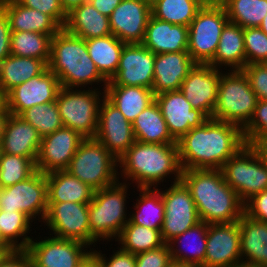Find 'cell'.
<instances>
[{
  "mask_svg": "<svg viewBox=\"0 0 267 267\" xmlns=\"http://www.w3.org/2000/svg\"><path fill=\"white\" fill-rule=\"evenodd\" d=\"M48 235L33 237L28 244L31 267H79L92 253L93 249L80 241Z\"/></svg>",
  "mask_w": 267,
  "mask_h": 267,
  "instance_id": "cell-12",
  "label": "cell"
},
{
  "mask_svg": "<svg viewBox=\"0 0 267 267\" xmlns=\"http://www.w3.org/2000/svg\"><path fill=\"white\" fill-rule=\"evenodd\" d=\"M135 140L151 144H177L168 131L160 107L154 100L132 122Z\"/></svg>",
  "mask_w": 267,
  "mask_h": 267,
  "instance_id": "cell-32",
  "label": "cell"
},
{
  "mask_svg": "<svg viewBox=\"0 0 267 267\" xmlns=\"http://www.w3.org/2000/svg\"><path fill=\"white\" fill-rule=\"evenodd\" d=\"M225 182L245 203L253 195L267 190V170L254 148L246 144L221 168Z\"/></svg>",
  "mask_w": 267,
  "mask_h": 267,
  "instance_id": "cell-10",
  "label": "cell"
},
{
  "mask_svg": "<svg viewBox=\"0 0 267 267\" xmlns=\"http://www.w3.org/2000/svg\"><path fill=\"white\" fill-rule=\"evenodd\" d=\"M162 116L171 136L178 141L191 128L199 127L209 118L194 109L180 90L166 91L155 95Z\"/></svg>",
  "mask_w": 267,
  "mask_h": 267,
  "instance_id": "cell-22",
  "label": "cell"
},
{
  "mask_svg": "<svg viewBox=\"0 0 267 267\" xmlns=\"http://www.w3.org/2000/svg\"><path fill=\"white\" fill-rule=\"evenodd\" d=\"M0 267H31L28 252L26 250H11L0 262Z\"/></svg>",
  "mask_w": 267,
  "mask_h": 267,
  "instance_id": "cell-52",
  "label": "cell"
},
{
  "mask_svg": "<svg viewBox=\"0 0 267 267\" xmlns=\"http://www.w3.org/2000/svg\"><path fill=\"white\" fill-rule=\"evenodd\" d=\"M51 38L50 35L31 31L11 32V54L18 57L37 58L48 66Z\"/></svg>",
  "mask_w": 267,
  "mask_h": 267,
  "instance_id": "cell-41",
  "label": "cell"
},
{
  "mask_svg": "<svg viewBox=\"0 0 267 267\" xmlns=\"http://www.w3.org/2000/svg\"><path fill=\"white\" fill-rule=\"evenodd\" d=\"M155 54L143 44H125L115 76L107 85L138 86L152 89Z\"/></svg>",
  "mask_w": 267,
  "mask_h": 267,
  "instance_id": "cell-17",
  "label": "cell"
},
{
  "mask_svg": "<svg viewBox=\"0 0 267 267\" xmlns=\"http://www.w3.org/2000/svg\"><path fill=\"white\" fill-rule=\"evenodd\" d=\"M181 174L177 144L136 141L118 159L119 181L121 179L123 183L135 184L134 189L157 188L161 182L163 187L169 181L171 184L181 181Z\"/></svg>",
  "mask_w": 267,
  "mask_h": 267,
  "instance_id": "cell-2",
  "label": "cell"
},
{
  "mask_svg": "<svg viewBox=\"0 0 267 267\" xmlns=\"http://www.w3.org/2000/svg\"><path fill=\"white\" fill-rule=\"evenodd\" d=\"M257 101L258 98L242 70L223 71L211 119L233 123L243 129L251 120Z\"/></svg>",
  "mask_w": 267,
  "mask_h": 267,
  "instance_id": "cell-6",
  "label": "cell"
},
{
  "mask_svg": "<svg viewBox=\"0 0 267 267\" xmlns=\"http://www.w3.org/2000/svg\"><path fill=\"white\" fill-rule=\"evenodd\" d=\"M242 71L247 76L251 89L258 100L267 101V70L262 64L246 65Z\"/></svg>",
  "mask_w": 267,
  "mask_h": 267,
  "instance_id": "cell-48",
  "label": "cell"
},
{
  "mask_svg": "<svg viewBox=\"0 0 267 267\" xmlns=\"http://www.w3.org/2000/svg\"><path fill=\"white\" fill-rule=\"evenodd\" d=\"M61 83L48 67L38 76L16 86L6 94V109L10 114L20 115L36 105L56 101Z\"/></svg>",
  "mask_w": 267,
  "mask_h": 267,
  "instance_id": "cell-19",
  "label": "cell"
},
{
  "mask_svg": "<svg viewBox=\"0 0 267 267\" xmlns=\"http://www.w3.org/2000/svg\"><path fill=\"white\" fill-rule=\"evenodd\" d=\"M36 171V163L32 159L2 153L0 159V188L22 182Z\"/></svg>",
  "mask_w": 267,
  "mask_h": 267,
  "instance_id": "cell-43",
  "label": "cell"
},
{
  "mask_svg": "<svg viewBox=\"0 0 267 267\" xmlns=\"http://www.w3.org/2000/svg\"><path fill=\"white\" fill-rule=\"evenodd\" d=\"M89 2L101 14L109 17L113 10L120 4L121 0H90Z\"/></svg>",
  "mask_w": 267,
  "mask_h": 267,
  "instance_id": "cell-53",
  "label": "cell"
},
{
  "mask_svg": "<svg viewBox=\"0 0 267 267\" xmlns=\"http://www.w3.org/2000/svg\"><path fill=\"white\" fill-rule=\"evenodd\" d=\"M148 0H121L109 16L111 33L125 44H142L151 17Z\"/></svg>",
  "mask_w": 267,
  "mask_h": 267,
  "instance_id": "cell-20",
  "label": "cell"
},
{
  "mask_svg": "<svg viewBox=\"0 0 267 267\" xmlns=\"http://www.w3.org/2000/svg\"><path fill=\"white\" fill-rule=\"evenodd\" d=\"M224 6L229 22L242 28L259 27L267 14V0H217Z\"/></svg>",
  "mask_w": 267,
  "mask_h": 267,
  "instance_id": "cell-40",
  "label": "cell"
},
{
  "mask_svg": "<svg viewBox=\"0 0 267 267\" xmlns=\"http://www.w3.org/2000/svg\"><path fill=\"white\" fill-rule=\"evenodd\" d=\"M242 267H267V222L245 213L238 220Z\"/></svg>",
  "mask_w": 267,
  "mask_h": 267,
  "instance_id": "cell-25",
  "label": "cell"
},
{
  "mask_svg": "<svg viewBox=\"0 0 267 267\" xmlns=\"http://www.w3.org/2000/svg\"><path fill=\"white\" fill-rule=\"evenodd\" d=\"M137 192V193H136ZM134 210L129 213V220L136 224L161 231L164 222V203L158 188H136ZM136 203V204H135Z\"/></svg>",
  "mask_w": 267,
  "mask_h": 267,
  "instance_id": "cell-34",
  "label": "cell"
},
{
  "mask_svg": "<svg viewBox=\"0 0 267 267\" xmlns=\"http://www.w3.org/2000/svg\"><path fill=\"white\" fill-rule=\"evenodd\" d=\"M83 139L77 131L65 126L41 137L36 170L45 175L66 170Z\"/></svg>",
  "mask_w": 267,
  "mask_h": 267,
  "instance_id": "cell-18",
  "label": "cell"
},
{
  "mask_svg": "<svg viewBox=\"0 0 267 267\" xmlns=\"http://www.w3.org/2000/svg\"><path fill=\"white\" fill-rule=\"evenodd\" d=\"M1 145L3 153L26 157L36 163L41 146V136L21 116L9 113Z\"/></svg>",
  "mask_w": 267,
  "mask_h": 267,
  "instance_id": "cell-24",
  "label": "cell"
},
{
  "mask_svg": "<svg viewBox=\"0 0 267 267\" xmlns=\"http://www.w3.org/2000/svg\"><path fill=\"white\" fill-rule=\"evenodd\" d=\"M209 65L224 71L242 70L246 66L242 27L231 22L225 25L214 59Z\"/></svg>",
  "mask_w": 267,
  "mask_h": 267,
  "instance_id": "cell-29",
  "label": "cell"
},
{
  "mask_svg": "<svg viewBox=\"0 0 267 267\" xmlns=\"http://www.w3.org/2000/svg\"><path fill=\"white\" fill-rule=\"evenodd\" d=\"M177 145L182 170L221 169L246 141L240 126L208 119L201 126L191 128Z\"/></svg>",
  "mask_w": 267,
  "mask_h": 267,
  "instance_id": "cell-1",
  "label": "cell"
},
{
  "mask_svg": "<svg viewBox=\"0 0 267 267\" xmlns=\"http://www.w3.org/2000/svg\"><path fill=\"white\" fill-rule=\"evenodd\" d=\"M115 242L120 249L132 254L157 249L166 243L164 242L161 231L136 225L130 220L125 224Z\"/></svg>",
  "mask_w": 267,
  "mask_h": 267,
  "instance_id": "cell-38",
  "label": "cell"
},
{
  "mask_svg": "<svg viewBox=\"0 0 267 267\" xmlns=\"http://www.w3.org/2000/svg\"><path fill=\"white\" fill-rule=\"evenodd\" d=\"M11 29L5 12L0 8V62L11 54Z\"/></svg>",
  "mask_w": 267,
  "mask_h": 267,
  "instance_id": "cell-51",
  "label": "cell"
},
{
  "mask_svg": "<svg viewBox=\"0 0 267 267\" xmlns=\"http://www.w3.org/2000/svg\"><path fill=\"white\" fill-rule=\"evenodd\" d=\"M2 145H1V141H0V159H1V156H2Z\"/></svg>",
  "mask_w": 267,
  "mask_h": 267,
  "instance_id": "cell-63",
  "label": "cell"
},
{
  "mask_svg": "<svg viewBox=\"0 0 267 267\" xmlns=\"http://www.w3.org/2000/svg\"><path fill=\"white\" fill-rule=\"evenodd\" d=\"M205 2V0H153L151 14L159 20L188 27Z\"/></svg>",
  "mask_w": 267,
  "mask_h": 267,
  "instance_id": "cell-39",
  "label": "cell"
},
{
  "mask_svg": "<svg viewBox=\"0 0 267 267\" xmlns=\"http://www.w3.org/2000/svg\"><path fill=\"white\" fill-rule=\"evenodd\" d=\"M63 28L85 40L112 34L109 17L101 14L90 2L84 3L67 13Z\"/></svg>",
  "mask_w": 267,
  "mask_h": 267,
  "instance_id": "cell-30",
  "label": "cell"
},
{
  "mask_svg": "<svg viewBox=\"0 0 267 267\" xmlns=\"http://www.w3.org/2000/svg\"><path fill=\"white\" fill-rule=\"evenodd\" d=\"M0 8L9 20L11 32H36L53 37L62 27L49 15L19 4L16 0H0Z\"/></svg>",
  "mask_w": 267,
  "mask_h": 267,
  "instance_id": "cell-27",
  "label": "cell"
},
{
  "mask_svg": "<svg viewBox=\"0 0 267 267\" xmlns=\"http://www.w3.org/2000/svg\"><path fill=\"white\" fill-rule=\"evenodd\" d=\"M105 91L61 87L56 98L62 123L84 138H95Z\"/></svg>",
  "mask_w": 267,
  "mask_h": 267,
  "instance_id": "cell-8",
  "label": "cell"
},
{
  "mask_svg": "<svg viewBox=\"0 0 267 267\" xmlns=\"http://www.w3.org/2000/svg\"><path fill=\"white\" fill-rule=\"evenodd\" d=\"M208 224L200 221L168 244L174 263L204 267ZM190 248V249H189Z\"/></svg>",
  "mask_w": 267,
  "mask_h": 267,
  "instance_id": "cell-28",
  "label": "cell"
},
{
  "mask_svg": "<svg viewBox=\"0 0 267 267\" xmlns=\"http://www.w3.org/2000/svg\"><path fill=\"white\" fill-rule=\"evenodd\" d=\"M11 249L3 242H0V262L6 257Z\"/></svg>",
  "mask_w": 267,
  "mask_h": 267,
  "instance_id": "cell-58",
  "label": "cell"
},
{
  "mask_svg": "<svg viewBox=\"0 0 267 267\" xmlns=\"http://www.w3.org/2000/svg\"><path fill=\"white\" fill-rule=\"evenodd\" d=\"M129 186L133 185L118 181L112 186L94 192L88 209L92 249L97 247V244L100 246V241L106 242L105 245L115 241L129 221Z\"/></svg>",
  "mask_w": 267,
  "mask_h": 267,
  "instance_id": "cell-5",
  "label": "cell"
},
{
  "mask_svg": "<svg viewBox=\"0 0 267 267\" xmlns=\"http://www.w3.org/2000/svg\"><path fill=\"white\" fill-rule=\"evenodd\" d=\"M136 267H169L173 261L169 244L135 255Z\"/></svg>",
  "mask_w": 267,
  "mask_h": 267,
  "instance_id": "cell-46",
  "label": "cell"
},
{
  "mask_svg": "<svg viewBox=\"0 0 267 267\" xmlns=\"http://www.w3.org/2000/svg\"><path fill=\"white\" fill-rule=\"evenodd\" d=\"M105 97L131 123L155 100L152 89L138 86L106 85Z\"/></svg>",
  "mask_w": 267,
  "mask_h": 267,
  "instance_id": "cell-33",
  "label": "cell"
},
{
  "mask_svg": "<svg viewBox=\"0 0 267 267\" xmlns=\"http://www.w3.org/2000/svg\"><path fill=\"white\" fill-rule=\"evenodd\" d=\"M246 144L267 140V101L258 100L254 114L243 128Z\"/></svg>",
  "mask_w": 267,
  "mask_h": 267,
  "instance_id": "cell-45",
  "label": "cell"
},
{
  "mask_svg": "<svg viewBox=\"0 0 267 267\" xmlns=\"http://www.w3.org/2000/svg\"><path fill=\"white\" fill-rule=\"evenodd\" d=\"M223 71L209 64H196L180 87L192 108L202 111L209 119L217 103L218 85Z\"/></svg>",
  "mask_w": 267,
  "mask_h": 267,
  "instance_id": "cell-21",
  "label": "cell"
},
{
  "mask_svg": "<svg viewBox=\"0 0 267 267\" xmlns=\"http://www.w3.org/2000/svg\"><path fill=\"white\" fill-rule=\"evenodd\" d=\"M259 28L267 35V14L264 17V19L262 20Z\"/></svg>",
  "mask_w": 267,
  "mask_h": 267,
  "instance_id": "cell-60",
  "label": "cell"
},
{
  "mask_svg": "<svg viewBox=\"0 0 267 267\" xmlns=\"http://www.w3.org/2000/svg\"><path fill=\"white\" fill-rule=\"evenodd\" d=\"M0 210L22 212L33 224L42 225L48 210L46 175L36 171L22 182L0 188Z\"/></svg>",
  "mask_w": 267,
  "mask_h": 267,
  "instance_id": "cell-11",
  "label": "cell"
},
{
  "mask_svg": "<svg viewBox=\"0 0 267 267\" xmlns=\"http://www.w3.org/2000/svg\"><path fill=\"white\" fill-rule=\"evenodd\" d=\"M19 4L36 9L51 16L62 28L65 25L67 14L63 10L60 0H16Z\"/></svg>",
  "mask_w": 267,
  "mask_h": 267,
  "instance_id": "cell-47",
  "label": "cell"
},
{
  "mask_svg": "<svg viewBox=\"0 0 267 267\" xmlns=\"http://www.w3.org/2000/svg\"><path fill=\"white\" fill-rule=\"evenodd\" d=\"M164 203L161 235L166 244L200 222L190 191L182 181L157 187ZM166 188V189H165Z\"/></svg>",
  "mask_w": 267,
  "mask_h": 267,
  "instance_id": "cell-13",
  "label": "cell"
},
{
  "mask_svg": "<svg viewBox=\"0 0 267 267\" xmlns=\"http://www.w3.org/2000/svg\"><path fill=\"white\" fill-rule=\"evenodd\" d=\"M95 138L117 160L136 142L132 123L106 97L100 105Z\"/></svg>",
  "mask_w": 267,
  "mask_h": 267,
  "instance_id": "cell-15",
  "label": "cell"
},
{
  "mask_svg": "<svg viewBox=\"0 0 267 267\" xmlns=\"http://www.w3.org/2000/svg\"><path fill=\"white\" fill-rule=\"evenodd\" d=\"M169 267H195L192 265H183V264H179V263H172Z\"/></svg>",
  "mask_w": 267,
  "mask_h": 267,
  "instance_id": "cell-61",
  "label": "cell"
},
{
  "mask_svg": "<svg viewBox=\"0 0 267 267\" xmlns=\"http://www.w3.org/2000/svg\"><path fill=\"white\" fill-rule=\"evenodd\" d=\"M79 267H102L98 258L91 253Z\"/></svg>",
  "mask_w": 267,
  "mask_h": 267,
  "instance_id": "cell-56",
  "label": "cell"
},
{
  "mask_svg": "<svg viewBox=\"0 0 267 267\" xmlns=\"http://www.w3.org/2000/svg\"><path fill=\"white\" fill-rule=\"evenodd\" d=\"M47 205L46 217L42 225H39L49 230L45 234L49 233L61 239L77 240L91 247L89 203L61 202L47 203Z\"/></svg>",
  "mask_w": 267,
  "mask_h": 267,
  "instance_id": "cell-14",
  "label": "cell"
},
{
  "mask_svg": "<svg viewBox=\"0 0 267 267\" xmlns=\"http://www.w3.org/2000/svg\"><path fill=\"white\" fill-rule=\"evenodd\" d=\"M19 116L31 124L41 137L51 134L64 126L56 101L28 108Z\"/></svg>",
  "mask_w": 267,
  "mask_h": 267,
  "instance_id": "cell-42",
  "label": "cell"
},
{
  "mask_svg": "<svg viewBox=\"0 0 267 267\" xmlns=\"http://www.w3.org/2000/svg\"><path fill=\"white\" fill-rule=\"evenodd\" d=\"M8 116H9V112L6 108L3 111H0V141L3 137L5 124L7 122Z\"/></svg>",
  "mask_w": 267,
  "mask_h": 267,
  "instance_id": "cell-57",
  "label": "cell"
},
{
  "mask_svg": "<svg viewBox=\"0 0 267 267\" xmlns=\"http://www.w3.org/2000/svg\"><path fill=\"white\" fill-rule=\"evenodd\" d=\"M115 248L109 254L103 253L102 250L97 248L92 250V253L98 258L102 267H136L135 254L125 252L119 247Z\"/></svg>",
  "mask_w": 267,
  "mask_h": 267,
  "instance_id": "cell-49",
  "label": "cell"
},
{
  "mask_svg": "<svg viewBox=\"0 0 267 267\" xmlns=\"http://www.w3.org/2000/svg\"><path fill=\"white\" fill-rule=\"evenodd\" d=\"M250 145L254 148L267 170V140L253 142Z\"/></svg>",
  "mask_w": 267,
  "mask_h": 267,
  "instance_id": "cell-54",
  "label": "cell"
},
{
  "mask_svg": "<svg viewBox=\"0 0 267 267\" xmlns=\"http://www.w3.org/2000/svg\"><path fill=\"white\" fill-rule=\"evenodd\" d=\"M196 64L187 51L156 54L152 87L154 95L180 90L183 80Z\"/></svg>",
  "mask_w": 267,
  "mask_h": 267,
  "instance_id": "cell-23",
  "label": "cell"
},
{
  "mask_svg": "<svg viewBox=\"0 0 267 267\" xmlns=\"http://www.w3.org/2000/svg\"><path fill=\"white\" fill-rule=\"evenodd\" d=\"M142 44L155 55L187 51L188 27L171 24L151 15Z\"/></svg>",
  "mask_w": 267,
  "mask_h": 267,
  "instance_id": "cell-26",
  "label": "cell"
},
{
  "mask_svg": "<svg viewBox=\"0 0 267 267\" xmlns=\"http://www.w3.org/2000/svg\"><path fill=\"white\" fill-rule=\"evenodd\" d=\"M261 64H262V65L266 68V70H267V60L263 61Z\"/></svg>",
  "mask_w": 267,
  "mask_h": 267,
  "instance_id": "cell-62",
  "label": "cell"
},
{
  "mask_svg": "<svg viewBox=\"0 0 267 267\" xmlns=\"http://www.w3.org/2000/svg\"><path fill=\"white\" fill-rule=\"evenodd\" d=\"M204 267H242L238 221L208 224Z\"/></svg>",
  "mask_w": 267,
  "mask_h": 267,
  "instance_id": "cell-16",
  "label": "cell"
},
{
  "mask_svg": "<svg viewBox=\"0 0 267 267\" xmlns=\"http://www.w3.org/2000/svg\"><path fill=\"white\" fill-rule=\"evenodd\" d=\"M85 41L90 58L94 61L100 74L110 81L116 74L125 43L113 34Z\"/></svg>",
  "mask_w": 267,
  "mask_h": 267,
  "instance_id": "cell-36",
  "label": "cell"
},
{
  "mask_svg": "<svg viewBox=\"0 0 267 267\" xmlns=\"http://www.w3.org/2000/svg\"><path fill=\"white\" fill-rule=\"evenodd\" d=\"M246 65L267 60V35L259 28H243Z\"/></svg>",
  "mask_w": 267,
  "mask_h": 267,
  "instance_id": "cell-44",
  "label": "cell"
},
{
  "mask_svg": "<svg viewBox=\"0 0 267 267\" xmlns=\"http://www.w3.org/2000/svg\"><path fill=\"white\" fill-rule=\"evenodd\" d=\"M32 223L22 212L0 210V242L5 243L11 250H26L34 237L30 234L32 229L35 230L32 226H37Z\"/></svg>",
  "mask_w": 267,
  "mask_h": 267,
  "instance_id": "cell-37",
  "label": "cell"
},
{
  "mask_svg": "<svg viewBox=\"0 0 267 267\" xmlns=\"http://www.w3.org/2000/svg\"><path fill=\"white\" fill-rule=\"evenodd\" d=\"M6 108V94L0 88V111Z\"/></svg>",
  "mask_w": 267,
  "mask_h": 267,
  "instance_id": "cell-59",
  "label": "cell"
},
{
  "mask_svg": "<svg viewBox=\"0 0 267 267\" xmlns=\"http://www.w3.org/2000/svg\"><path fill=\"white\" fill-rule=\"evenodd\" d=\"M229 22L224 6L206 1L188 26L187 52L197 64H209L216 53L220 35Z\"/></svg>",
  "mask_w": 267,
  "mask_h": 267,
  "instance_id": "cell-9",
  "label": "cell"
},
{
  "mask_svg": "<svg viewBox=\"0 0 267 267\" xmlns=\"http://www.w3.org/2000/svg\"><path fill=\"white\" fill-rule=\"evenodd\" d=\"M47 203H90L95 190L66 170L46 175Z\"/></svg>",
  "mask_w": 267,
  "mask_h": 267,
  "instance_id": "cell-31",
  "label": "cell"
},
{
  "mask_svg": "<svg viewBox=\"0 0 267 267\" xmlns=\"http://www.w3.org/2000/svg\"><path fill=\"white\" fill-rule=\"evenodd\" d=\"M47 67L37 58L10 54L0 62V88L7 94L16 86L40 75Z\"/></svg>",
  "mask_w": 267,
  "mask_h": 267,
  "instance_id": "cell-35",
  "label": "cell"
},
{
  "mask_svg": "<svg viewBox=\"0 0 267 267\" xmlns=\"http://www.w3.org/2000/svg\"><path fill=\"white\" fill-rule=\"evenodd\" d=\"M48 69L65 88L91 89L94 85L92 89L105 91L108 83L90 58L85 39L64 28L51 38Z\"/></svg>",
  "mask_w": 267,
  "mask_h": 267,
  "instance_id": "cell-4",
  "label": "cell"
},
{
  "mask_svg": "<svg viewBox=\"0 0 267 267\" xmlns=\"http://www.w3.org/2000/svg\"><path fill=\"white\" fill-rule=\"evenodd\" d=\"M181 181L190 191L200 221L230 223L243 215L244 203L225 182L221 169L182 170Z\"/></svg>",
  "mask_w": 267,
  "mask_h": 267,
  "instance_id": "cell-3",
  "label": "cell"
},
{
  "mask_svg": "<svg viewBox=\"0 0 267 267\" xmlns=\"http://www.w3.org/2000/svg\"><path fill=\"white\" fill-rule=\"evenodd\" d=\"M244 213L252 219L267 222V190L253 195L244 203Z\"/></svg>",
  "mask_w": 267,
  "mask_h": 267,
  "instance_id": "cell-50",
  "label": "cell"
},
{
  "mask_svg": "<svg viewBox=\"0 0 267 267\" xmlns=\"http://www.w3.org/2000/svg\"><path fill=\"white\" fill-rule=\"evenodd\" d=\"M95 191L119 181L118 160L96 138H84L66 169Z\"/></svg>",
  "mask_w": 267,
  "mask_h": 267,
  "instance_id": "cell-7",
  "label": "cell"
},
{
  "mask_svg": "<svg viewBox=\"0 0 267 267\" xmlns=\"http://www.w3.org/2000/svg\"><path fill=\"white\" fill-rule=\"evenodd\" d=\"M90 0H60L61 6L65 13H69L72 9L84 4L88 3Z\"/></svg>",
  "mask_w": 267,
  "mask_h": 267,
  "instance_id": "cell-55",
  "label": "cell"
}]
</instances>
